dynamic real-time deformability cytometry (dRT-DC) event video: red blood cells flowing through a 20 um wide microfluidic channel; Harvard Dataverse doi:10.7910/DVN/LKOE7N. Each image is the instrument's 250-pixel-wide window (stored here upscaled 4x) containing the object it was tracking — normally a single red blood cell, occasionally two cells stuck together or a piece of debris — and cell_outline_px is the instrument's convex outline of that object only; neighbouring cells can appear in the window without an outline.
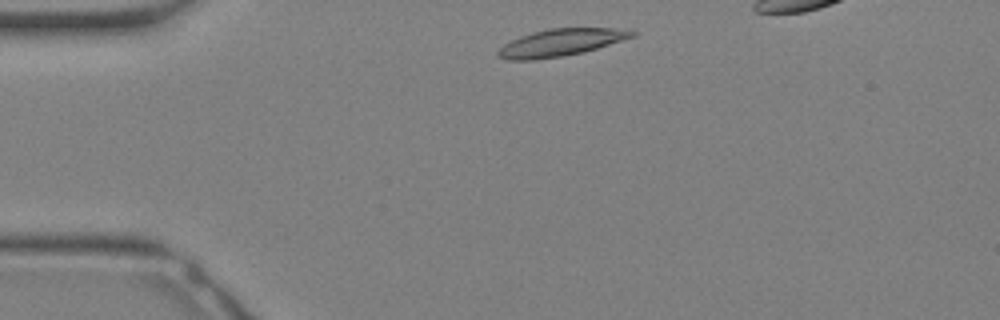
{"species": "Egyptian fruit bat (a non-hibernating species)", "species_latin": "Rousettus aegyptiacus", "temperature_condition": "warm", "stored_images_in_passage": 23, "camera_frame_rate_fps": 3000, "um_per_image_px": 0.085, "animal": {"sex": "female"}, "frame": {"image": 1, "passage_image": 1, "time_ms": 0.0, "image_size_px": [1000, 320], "cell_outline_px": [[640, 32], [636, 36], [584, 52], [564, 56], [532, 60], [508, 60], [496, 56], [496, 52], [504, 44], [520, 36], [532, 32], [548, 28], [612, 28]], "centroid_in_image_um": [47.65, 3.62], "position_along_channel_um": 37.3, "area_um2": 21.33}}
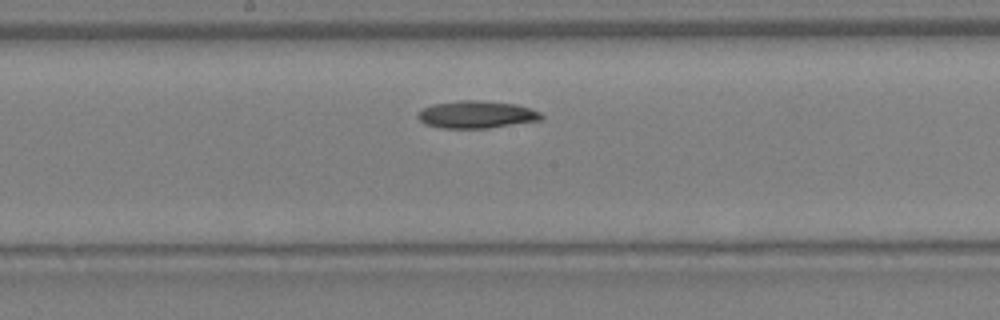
{"frame": {"image": 2, "passage_image": 11, "time_ms": 3.333, "image_size_px": [1000, 320], "cell_outline_px": [[544, 120], [488, 128], [440, 128], [424, 124], [416, 116], [416, 112], [420, 108], [432, 104], [460, 100], [476, 100], [516, 104], [532, 108], [540, 112], [544, 116]], "centroid_in_image_um": [40.49, 9.73], "position_along_channel_um": 207.7, "area_um2": 20.11}}
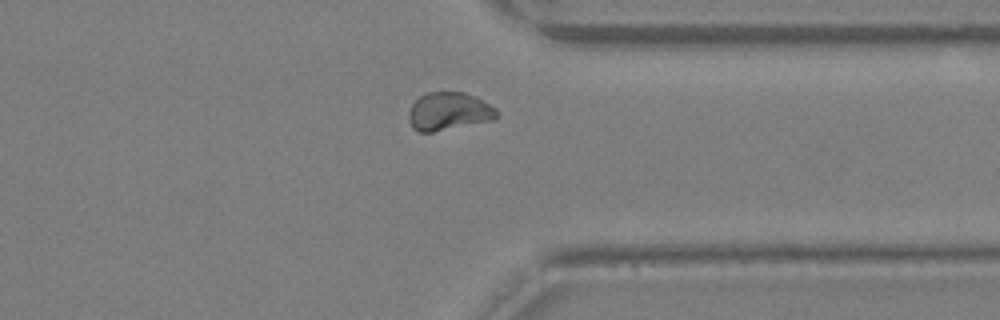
{"frame": {"image": 3, "passage_image": 19, "time_ms": 6.0, "image_size_px": [1000, 320], "cell_outline_px": [[500, 112], [492, 120], [432, 132], [420, 132], [412, 128], [408, 120], [408, 112], [412, 104], [424, 92], [464, 92], [476, 96], [484, 100], [496, 108]], "centroid_in_image_um": [38.14, 9.45], "position_along_channel_um": 373.3, "area_um2": 19.65}}